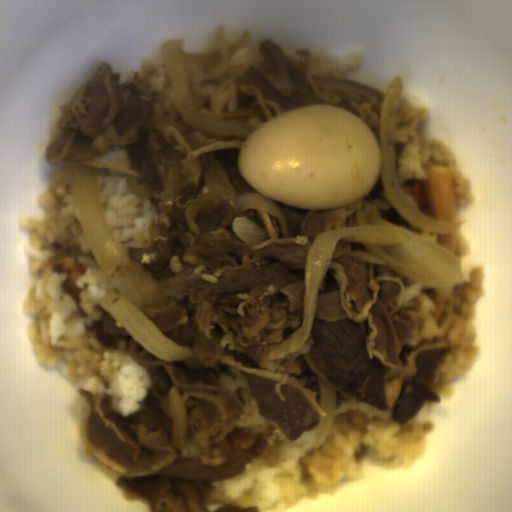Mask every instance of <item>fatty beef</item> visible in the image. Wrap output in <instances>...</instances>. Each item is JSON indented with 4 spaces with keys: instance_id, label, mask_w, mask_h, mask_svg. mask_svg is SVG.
Masks as SVG:
<instances>
[{
    "instance_id": "fatty-beef-1",
    "label": "fatty beef",
    "mask_w": 512,
    "mask_h": 512,
    "mask_svg": "<svg viewBox=\"0 0 512 512\" xmlns=\"http://www.w3.org/2000/svg\"><path fill=\"white\" fill-rule=\"evenodd\" d=\"M258 39L257 57L243 77H234L237 105L222 117L258 128L302 106L339 107L358 116L373 131L380 148V110L385 93L358 80L313 75L311 50L296 48L291 59L271 37ZM140 67V66H139ZM139 67L121 80L108 60L59 114L45 146L49 166L77 163L134 176L150 184L149 245L126 246L130 259L115 264L121 277L149 274L164 289L165 306H145L156 328L195 358L165 363L142 348L103 308L101 319L84 325L97 344L119 348L121 339L152 383L138 409L122 415L113 395L98 396L77 387L85 404L78 428L82 450L109 471L127 502H142L153 512H260L261 507L216 498L214 482L244 473L249 461L278 462L283 442H295L325 418L318 375L337 387L335 415L352 429L369 432L370 420L404 424L425 404L443 400L433 385L448 353L462 346L450 333L402 345L424 330L422 298L401 305L406 287L417 280L387 266L355 257L361 242L339 240L318 294L309 339L291 354L266 362L267 349L303 323L307 253L317 234L351 226L363 202L388 212L390 201L378 183L364 197L339 208L301 209L275 201L286 214L292 238L278 219L261 210L243 216L265 228L271 239L252 247L238 239L231 222L237 212L227 201L208 203L197 214L201 229L190 231L183 212L207 193L203 173L210 151L223 164L240 193H258L240 174L237 155L245 139L199 131L179 115L170 87L154 91L158 68ZM152 115L182 123L208 146L192 150L177 129L140 127ZM174 145L182 158L176 205L162 208L166 180L160 149ZM381 152V149H380ZM271 199V198H270ZM273 200V199H272ZM369 252V251H368ZM231 365L247 375L267 429L236 426L246 403L221 385L219 374L235 380ZM183 394L189 417L188 438L174 449L167 404L171 385Z\"/></svg>"
}]
</instances>
